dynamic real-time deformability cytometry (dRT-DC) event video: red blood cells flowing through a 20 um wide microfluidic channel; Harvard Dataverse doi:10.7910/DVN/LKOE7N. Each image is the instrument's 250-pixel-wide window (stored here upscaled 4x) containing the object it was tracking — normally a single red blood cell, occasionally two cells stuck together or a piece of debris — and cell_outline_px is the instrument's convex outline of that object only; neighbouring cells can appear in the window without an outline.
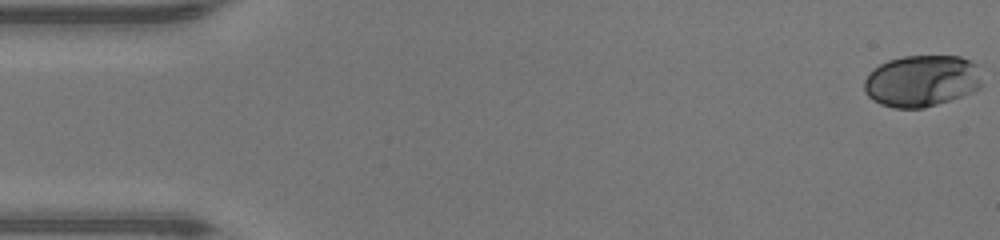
{"species": "human", "species_latin": "Homo sapiens", "temperature_condition": "warm", "stored_images_in_passage": 48, "camera_frame_rate_fps": 3000, "um_per_image_px": 0.085, "donor": {"sex": "male"}, "frame": {"image": 1, "passage_image": 1, "time_ms": 0.0, "image_size_px": [1000, 240], "cell_outline_px": [[980, 88], [972, 92], [924, 108], [892, 108], [880, 104], [872, 100], [864, 92], [864, 80], [868, 72], [872, 68], [888, 60], [904, 56], [960, 56], [976, 64], [980, 80]], "centroid_in_image_um": [78.28, 6.88], "position_along_channel_um": 6.7, "area_um2": 35.49}}
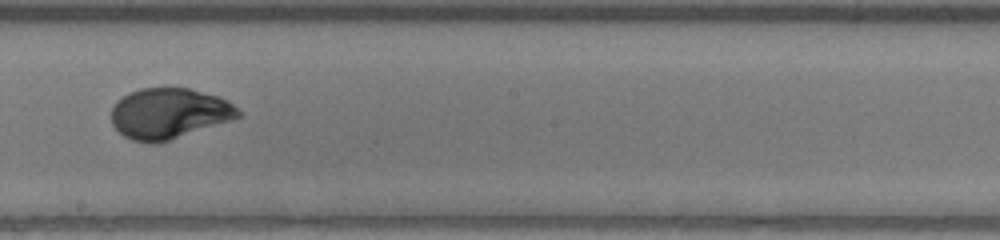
{"frame": {"image": 2, "passage_image": 27, "time_ms": 8.667, "image_size_px": [1000, 240], "cell_outline_px": [[240, 116], [232, 120], [168, 140], [152, 144], [132, 140], [124, 136], [112, 124], [112, 108], [116, 100], [140, 88], [188, 88], [220, 96], [228, 100], [240, 112]], "centroid_in_image_um": [14.36, 9.64], "position_along_channel_um": 233.8, "area_um2": 37.17}}
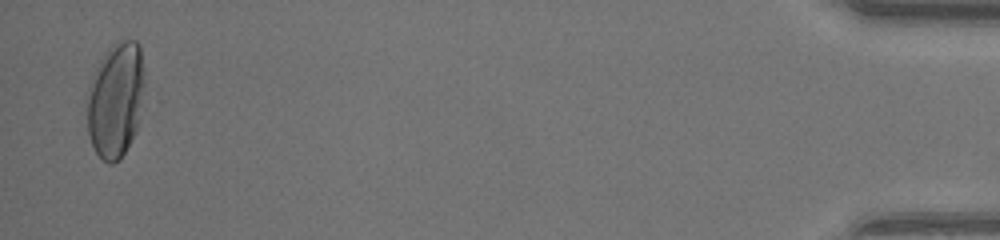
{"frame": {"image": 3, "passage_image": 47, "time_ms": 15.333, "image_size_px": [1000, 240], "cell_outline_px": [[144, 88], [136, 132], [120, 160], [112, 164], [108, 164], [96, 152], [92, 144], [88, 132], [84, 104], [84, 96], [92, 76], [104, 52], [112, 44], [120, 40], [136, 40], [140, 44], [144, 72]], "centroid_in_image_um": [9.79, 8.47], "position_along_channel_um": 425.4, "area_um2": 39.48}, "authors_computed_cell_mechanics": {"area_um2": 36.1539, "velocity_mm_per_s": 4.3426, "shape_relaxation_time_tau1_ms": 3.8669, "shape_relaxation_time_tau2_ms": null, "deformation_change_tau1": 0.2015, "deformation_change_tau2": null}}